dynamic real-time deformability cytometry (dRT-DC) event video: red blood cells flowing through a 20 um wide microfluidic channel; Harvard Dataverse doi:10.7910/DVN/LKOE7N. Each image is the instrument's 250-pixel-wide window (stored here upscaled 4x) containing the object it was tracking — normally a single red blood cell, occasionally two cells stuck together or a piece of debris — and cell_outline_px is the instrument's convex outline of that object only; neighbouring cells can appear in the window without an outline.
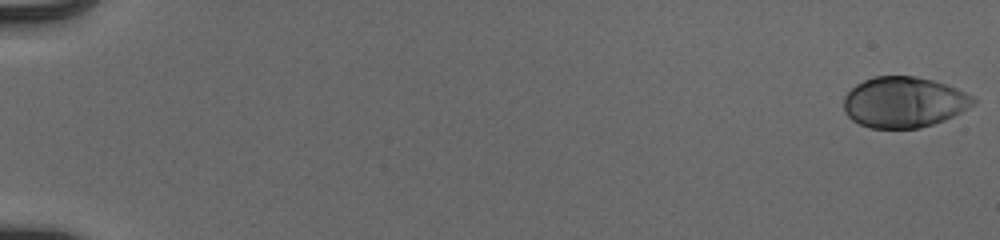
{"species": "human", "species_latin": "Homo sapiens", "temperature_condition": "cold", "stored_images_in_passage": 54, "camera_frame_rate_fps": 3000, "um_per_image_px": 0.085, "donor": {"sex": "male"}, "frame": {"image": 1, "passage_image": 1, "time_ms": 0.0, "image_size_px": [1000, 240], "cell_outline_px": [[976, 104], [944, 120], [920, 128], [868, 128], [852, 120], [844, 112], [844, 96], [856, 84], [864, 80], [876, 76], [916, 76], [932, 80], [956, 88], [972, 96], [976, 100]], "centroid_in_image_um": [76.81, 8.69], "position_along_channel_um": 8.2, "area_um2": 38.21}}
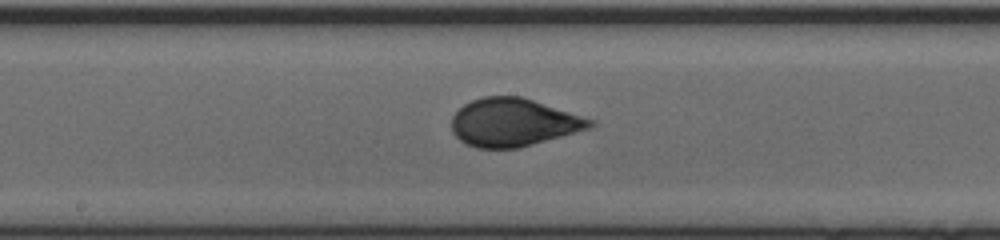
{"frame": {"image": 2, "passage_image": 31, "time_ms": 10.0, "image_size_px": [1000, 240], "cell_outline_px": [[596, 124], [592, 128], [520, 148], [476, 148], [464, 144], [452, 132], [452, 116], [464, 104], [472, 100], [484, 96], [520, 96], [596, 120]], "centroid_in_image_um": [43.66, 10.42], "position_along_channel_um": 204.5, "area_um2": 38.9}}
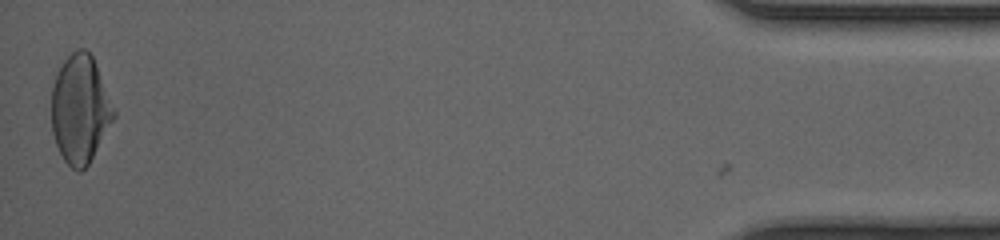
{"frame": {"image": 3, "passage_image": 54, "time_ms": 17.667, "image_size_px": [1000, 240], "cell_outline_px": [[116, 116], [88, 164], [80, 172], [76, 172], [64, 160], [56, 144], [52, 132], [52, 88], [56, 76], [64, 60], [72, 52], [80, 48], [84, 48], [92, 56], [116, 108]], "centroid_in_image_um": [6.83, 9.29], "position_along_channel_um": 428.4, "area_um2": 39.13}, "authors_computed_cell_mechanics": {"area_um2": 38.2058, "velocity_mm_per_s": 3.9609, "shape_relaxation_time_tau1_ms": 4.2006, "shape_relaxation_time_tau2_ms": null, "deformation_change_tau1": 0.1848, "deformation_change_tau2": null}}